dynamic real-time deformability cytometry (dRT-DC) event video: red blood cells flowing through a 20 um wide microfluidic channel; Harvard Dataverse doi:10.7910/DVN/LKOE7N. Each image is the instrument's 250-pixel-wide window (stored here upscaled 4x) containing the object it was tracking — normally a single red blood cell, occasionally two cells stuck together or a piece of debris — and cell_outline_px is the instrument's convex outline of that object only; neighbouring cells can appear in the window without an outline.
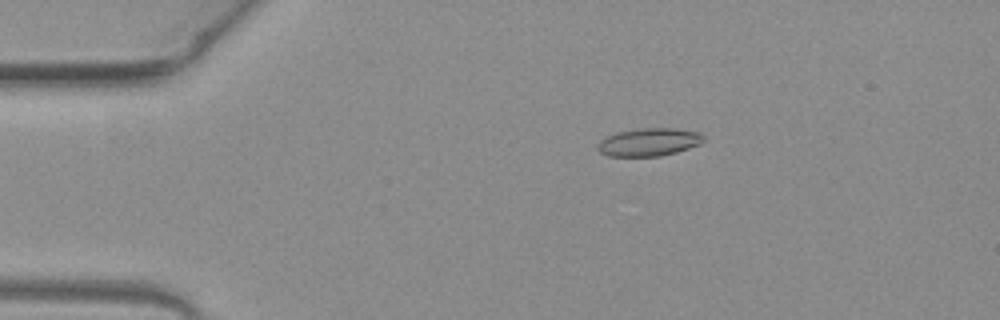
{"species": "common noctule bat (a hibernating species)", "species_latin": "Nyctalus noctula", "temperature_condition": "warm", "stored_images_in_passage": 52, "camera_frame_rate_fps": 3000, "um_per_image_px": 0.085, "animal": {"sex": "female", "body_mass_g": 19.3, "forearm_length_mm": 54.1}, "frame": {"image": 1, "passage_image": 10, "time_ms": 3.0, "image_size_px": [1000, 320], "cell_outline_px": [[704, 140], [700, 144], [676, 152], [660, 156], [608, 156], [600, 152], [596, 148], [596, 144], [600, 140], [616, 132], [640, 128], [672, 128], [700, 132], [704, 136]], "centroid_in_image_um": [55.14, 12.07], "position_along_channel_um": 29.9, "area_um2": 17.28}}
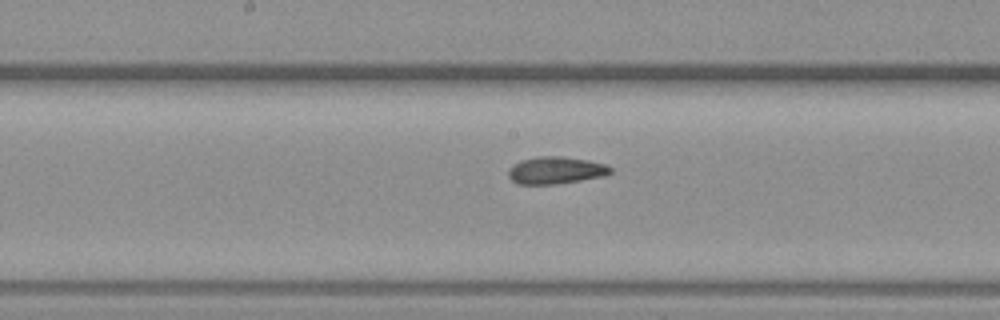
{"frame": {"image": 2, "passage_image": 27, "time_ms": 8.667, "image_size_px": [1000, 320], "cell_outline_px": [[612, 172], [604, 176], [556, 184], [516, 184], [508, 176], [508, 168], [512, 164], [520, 160], [536, 156], [560, 156], [588, 160], [604, 164], [612, 168]], "centroid_in_image_um": [47.19, 14.47], "position_along_channel_um": 201.0, "area_um2": 16.3}}
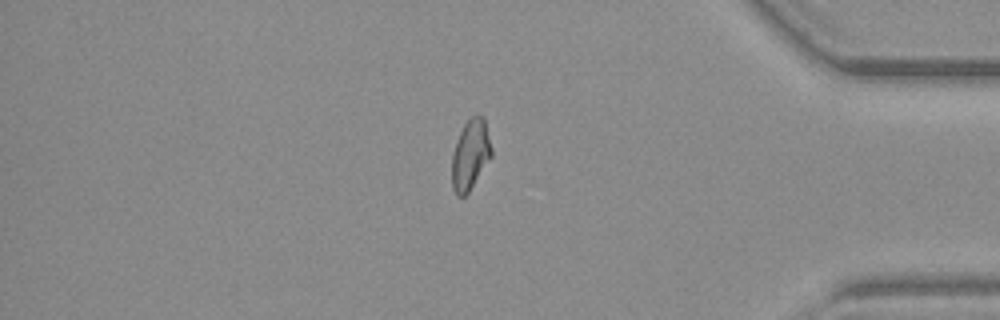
{"frame": {"image": 3, "passage_image": 44, "time_ms": 14.333, "image_size_px": [1000, 320], "cell_outline_px": [[492, 156], [468, 192], [464, 196], [456, 196], [452, 188], [452, 152], [456, 140], [464, 124], [472, 116], [484, 116], [492, 148]], "centroid_in_image_um": [39.97, 13.15], "position_along_channel_um": 395.2, "area_um2": 16.18}, "authors_computed_cell_mechanics": {"area_um2": 16.5308, "velocity_mm_per_s": 3.995, "shape_relaxation_time_tau1_ms": null, "shape_relaxation_time_tau2_ms": 2.7928, "deformation_change_tau1": null, "deformation_change_tau2": 0.0826}}